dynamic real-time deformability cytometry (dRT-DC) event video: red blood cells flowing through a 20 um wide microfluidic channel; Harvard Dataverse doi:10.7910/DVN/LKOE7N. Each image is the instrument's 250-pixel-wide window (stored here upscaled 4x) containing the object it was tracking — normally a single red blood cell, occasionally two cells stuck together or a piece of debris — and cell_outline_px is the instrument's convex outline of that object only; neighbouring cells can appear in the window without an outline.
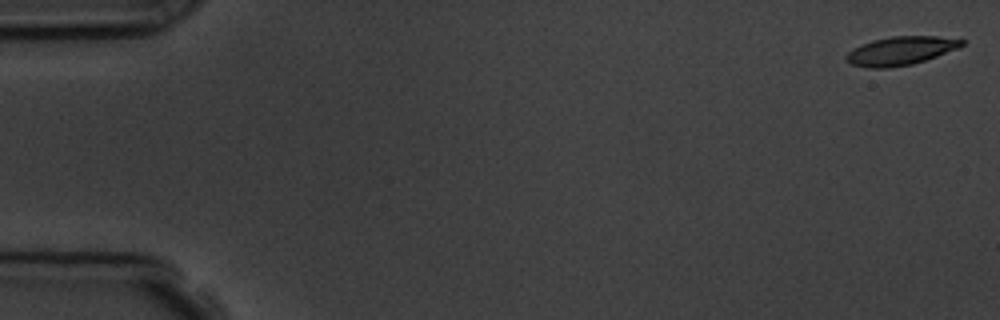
{"species": "common noctule bat (a hibernating species)", "species_latin": "Nyctalus noctula", "temperature_condition": "room temperature", "stored_images_in_passage": 6, "camera_frame_rate_fps": 3000, "um_per_image_px": 0.085, "animal": {"sex": "male", "body_mass_g": 19.5, "forearm_length_mm": 54.6}, "frame": {"image": 1, "passage_image": 1, "time_ms": 0.0, "image_size_px": [1000, 320], "cell_outline_px": [[964, 44], [956, 48], [936, 56], [912, 64], [888, 68], [868, 68], [852, 64], [844, 60], [844, 56], [848, 52], [860, 44], [872, 40], [892, 36], [936, 36], [964, 40]], "centroid_in_image_um": [76.48, 4.32], "position_along_channel_um": 8.5, "area_um2": 19.07}}
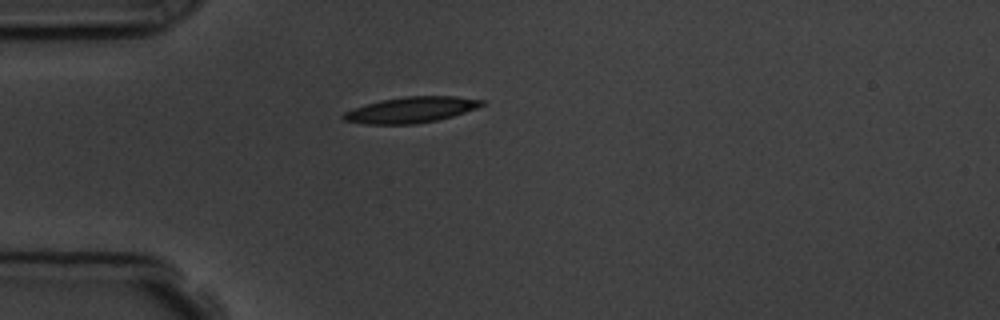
{"frame": {"image": 2, "passage_image": 5, "time_ms": 4.667, "image_size_px": [1000, 320], "cell_outline_px": [[484, 104], [476, 108], [452, 116], [436, 120], [416, 124], [364, 124], [344, 120], [340, 116], [344, 112], [380, 100], [404, 96], [456, 96], [484, 100]], "centroid_in_image_um": [34.93, 9.33], "position_along_channel_um": 50.1, "area_um2": 20.69}}